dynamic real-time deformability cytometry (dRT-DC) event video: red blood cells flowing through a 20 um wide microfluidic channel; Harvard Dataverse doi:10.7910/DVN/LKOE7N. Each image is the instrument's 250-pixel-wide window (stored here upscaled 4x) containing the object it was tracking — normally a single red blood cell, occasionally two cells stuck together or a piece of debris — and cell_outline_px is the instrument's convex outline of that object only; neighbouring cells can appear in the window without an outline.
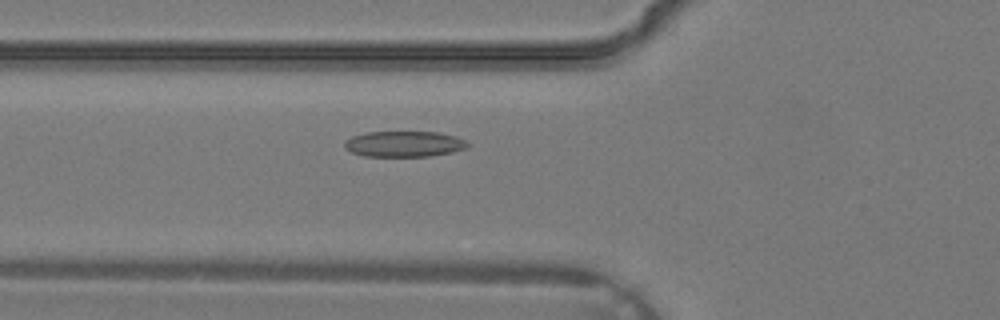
{"species": "common noctule bat (a hibernating species)", "species_latin": "Nyctalus noctula", "temperature_condition": "warm", "stored_images_in_passage": 38, "camera_frame_rate_fps": 3000, "um_per_image_px": 0.085, "animal": {"sex": "male", "body_mass_g": 19.2, "forearm_length_mm": 51.8}, "frame": {"image": 1, "passage_image": 15, "time_ms": 4.667, "image_size_px": [1000, 320], "cell_outline_px": [[468, 148], [452, 152], [428, 156], [364, 156], [352, 152], [344, 148], [344, 140], [352, 136], [364, 132], [436, 132], [456, 136], [464, 140], [468, 144]], "centroid_in_image_um": [34.32, 12.23], "position_along_channel_um": 91.5, "area_um2": 18.5}}
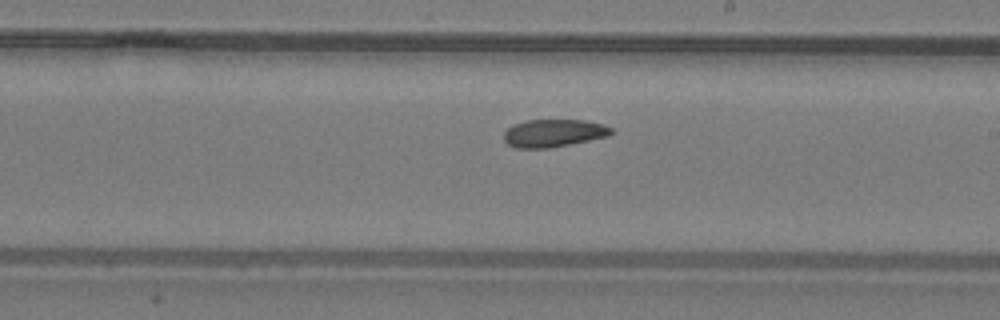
{"frame": {"image": 2, "passage_image": 23, "time_ms": 7.333, "image_size_px": [1000, 320], "cell_outline_px": [[616, 132], [608, 136], [548, 148], [516, 148], [508, 144], [504, 140], [504, 132], [512, 124], [524, 120], [588, 120], [604, 124], [612, 128]], "centroid_in_image_um": [47.07, 11.3], "position_along_channel_um": 241.9, "area_um2": 17.46}}
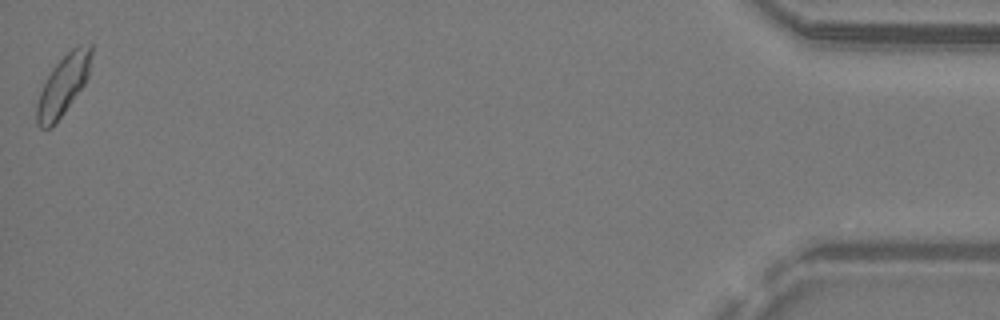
{"frame": {"image": 3, "passage_image": 38, "time_ms": 12.333, "image_size_px": [1000, 320], "cell_outline_px": [[92, 52], [88, 76], [84, 84], [64, 112], [52, 128], [40, 128], [36, 124], [36, 104], [40, 92], [52, 68], [72, 48], [80, 44], [92, 44]], "centroid_in_image_um": [5.36, 7.25], "position_along_channel_um": 429.8, "area_um2": 18.84}}